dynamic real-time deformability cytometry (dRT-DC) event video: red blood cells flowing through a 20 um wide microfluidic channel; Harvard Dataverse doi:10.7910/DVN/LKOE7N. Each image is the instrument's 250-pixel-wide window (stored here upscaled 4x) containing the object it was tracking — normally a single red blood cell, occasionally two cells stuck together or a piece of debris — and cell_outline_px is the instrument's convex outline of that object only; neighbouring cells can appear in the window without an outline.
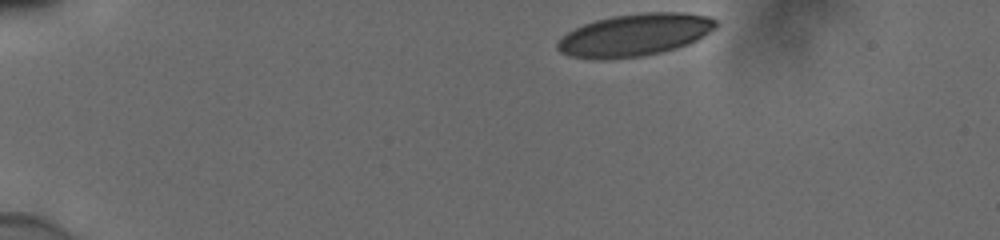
{"species": "human", "species_latin": "Homo sapiens", "temperature_condition": "cold", "stored_images_in_passage": 38, "camera_frame_rate_fps": 3000, "um_per_image_px": 0.085, "donor": {"sex": "male"}, "frame": {"image": 1, "passage_image": 1, "time_ms": 0.0, "image_size_px": [1000, 240], "cell_outline_px": [[716, 28], [704, 36], [688, 44], [676, 48], [644, 56], [608, 60], [592, 60], [568, 56], [560, 52], [556, 48], [556, 44], [560, 36], [584, 24], [596, 20], [612, 16], [644, 12], [684, 12], [708, 16], [716, 20]], "centroid_in_image_um": [53.91, 2.98], "position_along_channel_um": 31.1, "area_um2": 39.54}}
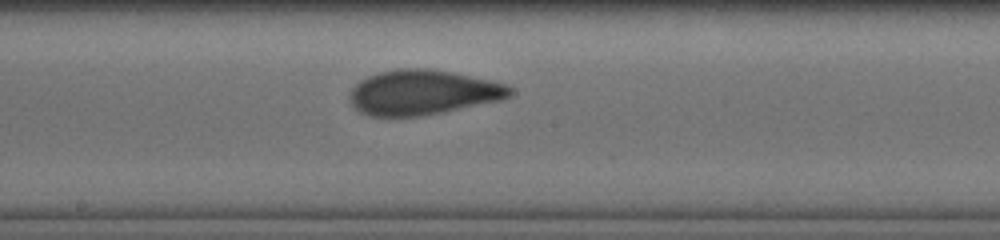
{"frame": {"image": 2, "passage_image": 22, "time_ms": 7.0, "image_size_px": [1000, 240], "cell_outline_px": [[512, 92], [508, 96], [500, 100], [420, 116], [368, 116], [360, 112], [348, 100], [348, 92], [360, 80], [368, 76], [380, 72], [400, 68], [424, 68], [452, 72], [508, 84], [512, 88]], "centroid_in_image_um": [35.89, 7.85], "position_along_channel_um": 212.3, "area_um2": 41.67}}
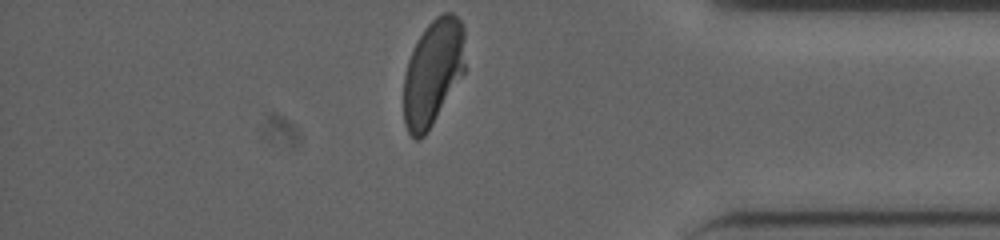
{"frame": {"image": 3, "passage_image": 38, "time_ms": 12.333, "image_size_px": [1000, 240], "cell_outline_px": [[464, 72], [432, 124], [424, 136], [420, 140], [416, 140], [408, 132], [404, 124], [404, 76], [408, 60], [424, 28], [436, 16], [444, 12], [452, 12], [460, 20], [464, 28]], "centroid_in_image_um": [36.79, 6.14], "position_along_channel_um": 398.4, "area_um2": 37.69}, "authors_computed_cell_mechanics": {"area_um2": 41.5293, "velocity_mm_per_s": 3.8658, "shape_relaxation_time_tau1_ms": 4.3033, "shape_relaxation_time_tau2_ms": 0.9783, "deformation_change_tau1": 0.178, "deformation_change_tau2": 0.0666}}